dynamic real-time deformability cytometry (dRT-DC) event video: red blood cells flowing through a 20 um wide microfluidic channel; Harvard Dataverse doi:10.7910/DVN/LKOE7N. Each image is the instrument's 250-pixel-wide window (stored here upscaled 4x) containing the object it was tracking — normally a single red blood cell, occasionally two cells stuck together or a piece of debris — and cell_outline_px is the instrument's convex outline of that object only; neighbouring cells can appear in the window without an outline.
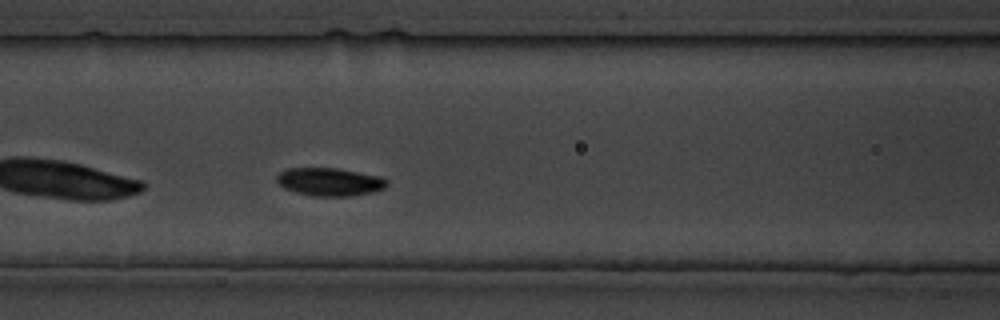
{"species": "common noctule bat (a hibernating species)", "species_latin": "Nyctalus noctula", "temperature_condition": "cold", "stored_images_in_passage": 8, "camera_frame_rate_fps": 3000, "um_per_image_px": 0.085, "animal": {"sex": "male", "body_mass_g": 19.5, "forearm_length_mm": 54.6}, "frame": {"image": 1, "passage_image": 6, "time_ms": 5.667, "image_size_px": [1000, 320], "cell_outline_px": [[388, 184], [384, 188], [372, 192], [352, 196], [312, 196], [296, 192], [284, 188], [276, 180], [276, 176], [280, 172], [288, 168], [340, 168], [380, 176], [388, 180]], "centroid_in_image_um": [28.04, 15.45], "position_along_channel_um": 138.6, "area_um2": 18.09}}